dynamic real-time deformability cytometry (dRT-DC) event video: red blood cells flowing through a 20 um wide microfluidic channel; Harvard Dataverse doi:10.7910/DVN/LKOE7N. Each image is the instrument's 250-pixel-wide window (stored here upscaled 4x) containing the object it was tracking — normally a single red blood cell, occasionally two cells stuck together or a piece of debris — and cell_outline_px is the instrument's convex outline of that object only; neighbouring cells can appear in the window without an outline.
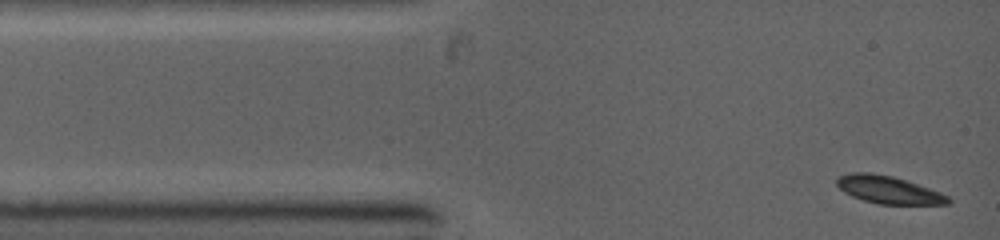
{"species": "common noctule bat (a hibernating species)", "species_latin": "Nyctalus noctula", "temperature_condition": "warm", "stored_images_in_passage": 23, "camera_frame_rate_fps": 5000, "um_per_image_px": 0.085, "animal": {"sex": "female", "body_mass_g": 19.0, "forearm_length_mm": 53.3}, "frame": {"image": 1, "passage_image": 1, "time_ms": 0.0, "image_size_px": [1000, 240], "cell_outline_px": [[952, 200], [948, 204], [880, 204], [864, 200], [852, 196], [844, 192], [836, 184], [836, 176], [852, 172], [868, 172], [892, 176], [940, 192], [948, 196]], "centroid_in_image_um": [75.48, 16.13], "position_along_channel_um": 9.5, "area_um2": 17.74}}
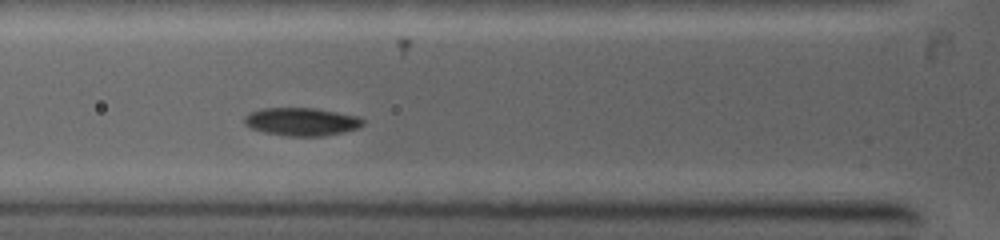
{"frame": {"image": 2, "passage_image": 13, "time_ms": 3.2, "image_size_px": [1000, 240], "cell_outline_px": [[364, 124], [356, 128], [340, 132], [320, 136], [288, 136], [264, 132], [252, 128], [244, 124], [244, 116], [248, 112], [264, 108], [312, 108], [360, 116], [364, 120]], "centroid_in_image_um": [25.6, 10.33], "position_along_channel_um": 100.2, "area_um2": 19.19}}
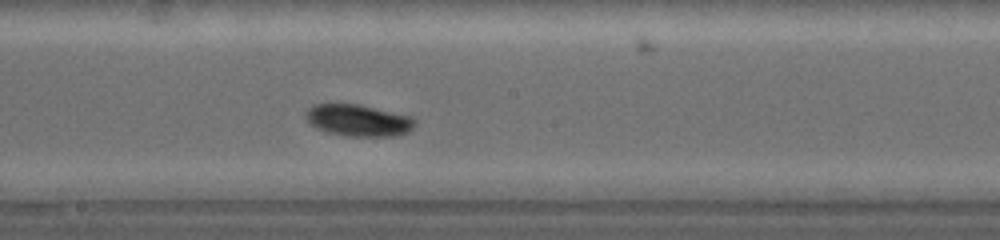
{"frame": {"image": 3, "passage_image": 22, "time_ms": 5.8, "image_size_px": [1000, 240], "cell_outline_px": [[416, 124], [408, 132], [396, 136], [344, 136], [324, 132], [316, 128], [304, 116], [308, 108], [316, 104], [360, 104], [412, 116], [416, 120]], "centroid_in_image_um": [30.48, 10.23], "position_along_channel_um": 217.7, "area_um2": 20.4}}